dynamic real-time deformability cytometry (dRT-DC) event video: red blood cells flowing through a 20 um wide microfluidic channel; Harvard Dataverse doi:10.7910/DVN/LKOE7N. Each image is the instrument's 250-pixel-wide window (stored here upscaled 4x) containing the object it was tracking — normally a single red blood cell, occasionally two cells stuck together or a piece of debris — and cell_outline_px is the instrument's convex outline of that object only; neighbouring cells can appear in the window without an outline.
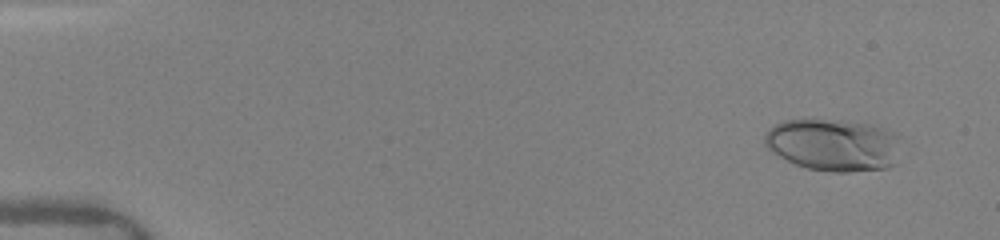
{"species": "human", "species_latin": "Homo sapiens", "temperature_condition": "warm", "stored_images_in_passage": 8, "camera_frame_rate_fps": 3000, "um_per_image_px": 0.085, "donor": {"sex": "female"}, "frame": {"image": 1, "passage_image": 2, "time_ms": 0.667, "image_size_px": [1000, 240], "cell_outline_px": [[900, 136], [896, 164], [888, 168], [848, 172], [832, 172], [808, 168], [796, 164], [772, 152], [764, 144], [764, 136], [776, 124], [784, 120], [840, 120], [872, 124], [896, 132]], "centroid_in_image_um": [70.9, 12.32], "position_along_channel_um": 14.1, "area_um2": 41.62}}
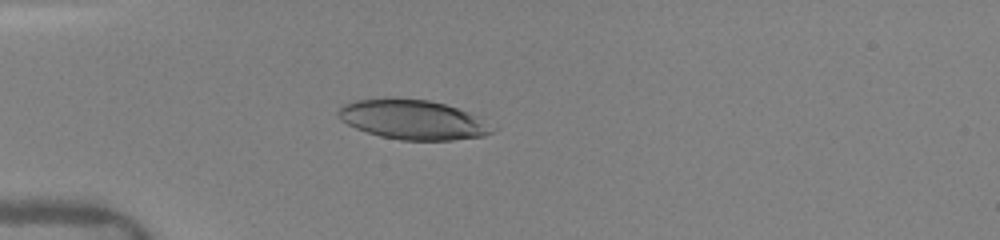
{"frame": {"image": 2, "passage_image": 8, "time_ms": 4.333, "image_size_px": [1000, 240], "cell_outline_px": [[500, 128], [484, 136], [452, 140], [400, 140], [380, 136], [356, 128], [340, 120], [340, 108], [344, 104], [356, 100], [396, 96], [428, 100], [444, 104], [480, 116]], "centroid_in_image_um": [35.17, 10.16], "position_along_channel_um": 49.8, "area_um2": 36.01}}